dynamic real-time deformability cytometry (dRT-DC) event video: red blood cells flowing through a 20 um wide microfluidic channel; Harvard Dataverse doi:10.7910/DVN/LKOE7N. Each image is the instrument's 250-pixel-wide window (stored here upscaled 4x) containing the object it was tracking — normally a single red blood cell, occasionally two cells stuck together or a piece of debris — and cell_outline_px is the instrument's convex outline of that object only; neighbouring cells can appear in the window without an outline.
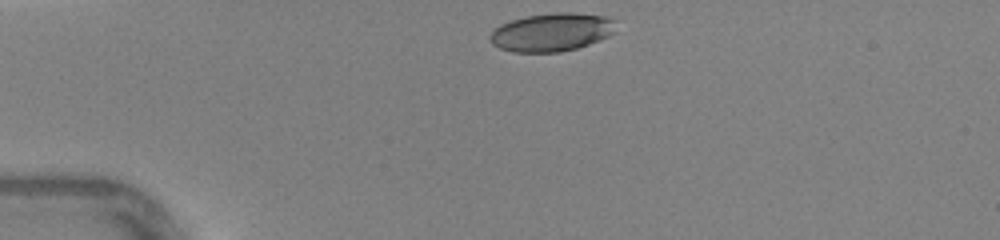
{"species": "human", "species_latin": "Homo sapiens", "temperature_condition": "warm", "stored_images_in_passage": 29, "camera_frame_rate_fps": 3000, "um_per_image_px": 0.085, "donor": {"sex": "female"}, "frame": {"image": 1, "passage_image": 1, "time_ms": 0.0, "image_size_px": [1000, 240], "cell_outline_px": [[616, 20], [612, 32], [608, 36], [588, 44], [576, 48], [560, 52], [512, 52], [500, 48], [492, 44], [488, 36], [500, 24], [512, 20], [528, 16], [552, 12], [568, 12], [604, 16]], "centroid_in_image_um": [46.86, 2.73], "position_along_channel_um": 38.1, "area_um2": 27.86}}
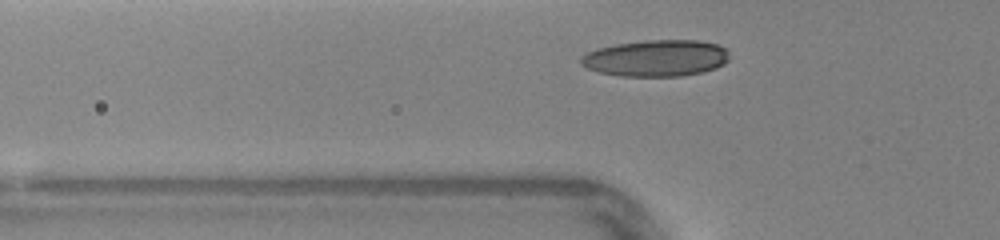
{"frame": {"image": 2, "passage_image": 6, "time_ms": 1.667, "image_size_px": [1000, 240], "cell_outline_px": [[728, 60], [724, 64], [716, 68], [700, 72], [680, 76], [620, 76], [600, 72], [588, 68], [580, 64], [580, 60], [588, 52], [596, 48], [616, 44], [644, 40], [696, 40], [716, 44], [728, 48]], "centroid_in_image_um": [55.79, 4.93], "position_along_channel_um": 70.0, "area_um2": 31.56}}
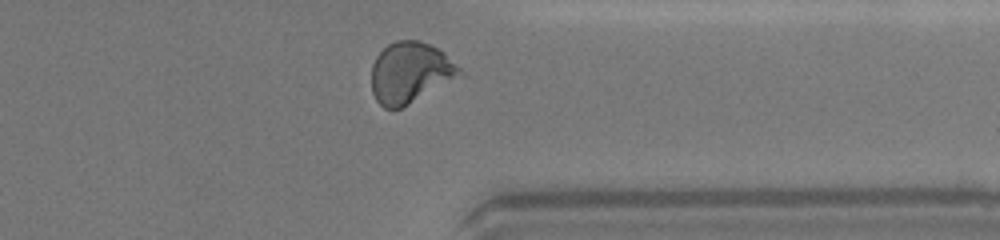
{"frame": {"image": 3, "passage_image": 27, "time_ms": 8.667, "image_size_px": [1000, 240], "cell_outline_px": [[464, 76], [400, 108], [384, 108], [376, 100], [372, 92], [372, 64], [376, 56], [388, 44], [396, 40], [420, 40], [444, 52], [464, 72]], "centroid_in_image_um": [34.89, 6.17], "position_along_channel_um": 376.5, "area_um2": 31.44}, "authors_computed_cell_mechanics": {"area_um2": 29.767, "velocity_mm_per_s": 4.3975, "shape_relaxation_time_tau1_ms": 7.3084, "shape_relaxation_time_tau2_ms": 0.8148, "deformation_change_tau1": 0.2231, "deformation_change_tau2": 0.0624}}